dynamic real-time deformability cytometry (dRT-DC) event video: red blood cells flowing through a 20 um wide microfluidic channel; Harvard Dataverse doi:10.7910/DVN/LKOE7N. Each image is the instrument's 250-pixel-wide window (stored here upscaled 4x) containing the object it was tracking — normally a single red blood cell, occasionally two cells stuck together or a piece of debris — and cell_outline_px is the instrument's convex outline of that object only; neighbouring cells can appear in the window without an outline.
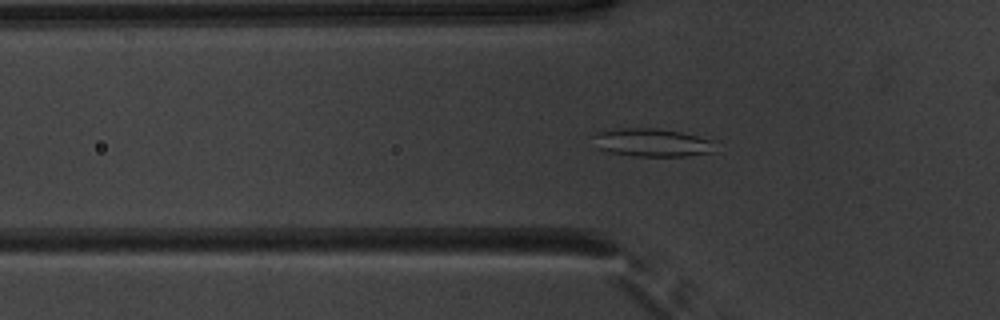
{"species": "common noctule bat (a hibernating species)", "species_latin": "Nyctalus noctula", "temperature_condition": "warm", "stored_images_in_passage": 53, "segment_of_instrument_passage": [1, 2], "camera_frame_rate_fps": 3000, "um_per_image_px": 0.085, "animal": {"sex": "male", "body_mass_g": 20.1, "forearm_length_mm": 53.5}, "frame": {"image": 1, "passage_image": 18, "time_ms": 5.667, "image_size_px": [1000, 320], "cell_outline_px": [[716, 152], [684, 156], [636, 156], [608, 152], [596, 148], [592, 136], [596, 132], [620, 128], [656, 128], [680, 132], [716, 140]], "centroid_in_image_um": [55.45, 12.12], "position_along_channel_um": 70.3, "area_um2": 20.35}}
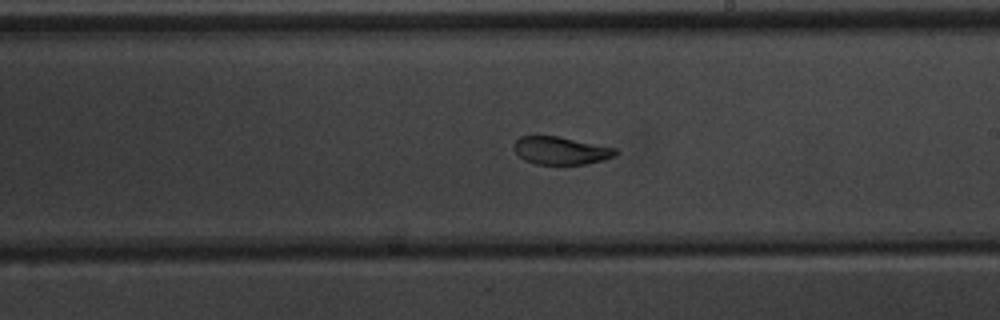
{"frame": {"image": 2, "passage_image": 31, "time_ms": 10.0, "image_size_px": [1000, 320], "cell_outline_px": [[620, 152], [616, 156], [604, 160], [588, 164], [536, 164], [524, 160], [512, 148], [512, 144], [520, 136], [556, 136], [616, 148]], "centroid_in_image_um": [47.68, 12.81], "position_along_channel_um": 241.3, "area_um2": 16.53}}
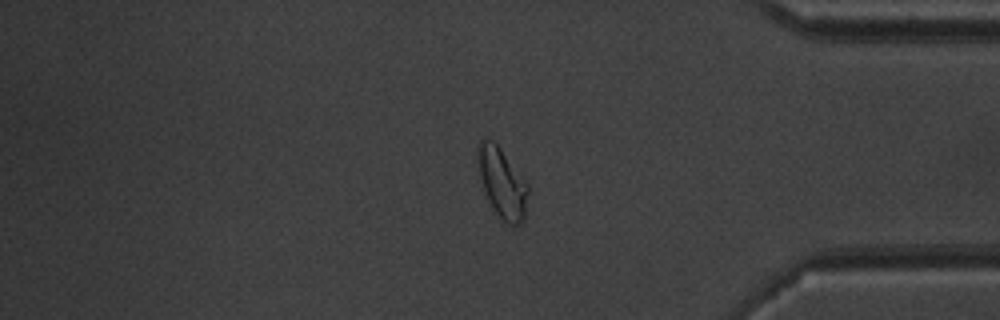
{"frame": {"image": 3, "passage_image": 44, "time_ms": 14.333, "image_size_px": [1000, 320], "cell_outline_px": [[528, 192], [524, 220], [520, 224], [512, 228], [492, 208], [484, 192], [480, 176], [476, 152], [476, 148], [480, 140], [484, 136], [492, 140], [500, 148], [528, 184]], "centroid_in_image_um": [42.66, 15.54], "position_along_channel_um": 392.5, "area_um2": 20.52}}